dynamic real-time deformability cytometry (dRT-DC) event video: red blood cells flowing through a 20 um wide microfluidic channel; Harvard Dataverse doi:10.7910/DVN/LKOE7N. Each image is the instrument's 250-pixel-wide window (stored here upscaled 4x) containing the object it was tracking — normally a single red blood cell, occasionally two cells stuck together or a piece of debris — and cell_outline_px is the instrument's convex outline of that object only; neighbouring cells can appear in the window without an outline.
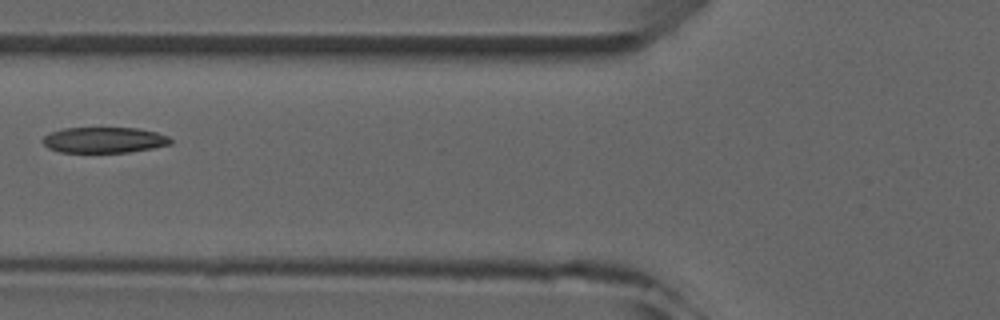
{"species": "common noctule bat (a hibernating species)", "species_latin": "Nyctalus noctula", "temperature_condition": "room temperature", "stored_images_in_passage": 4, "camera_frame_rate_fps": 3000, "um_per_image_px": 0.085, "animal": {"sex": "male", "forearm_length_mm": 52.5}, "frame": {"image": 1, "passage_image": 2, "time_ms": 1.333, "image_size_px": [1000, 320], "cell_outline_px": [[172, 144], [152, 148], [128, 152], [60, 152], [48, 148], [40, 140], [44, 136], [52, 132], [64, 128], [140, 128], [156, 132], [168, 136], [172, 140]], "centroid_in_image_um": [8.85, 11.9], "position_along_channel_um": 116.9, "area_um2": 19.19}}
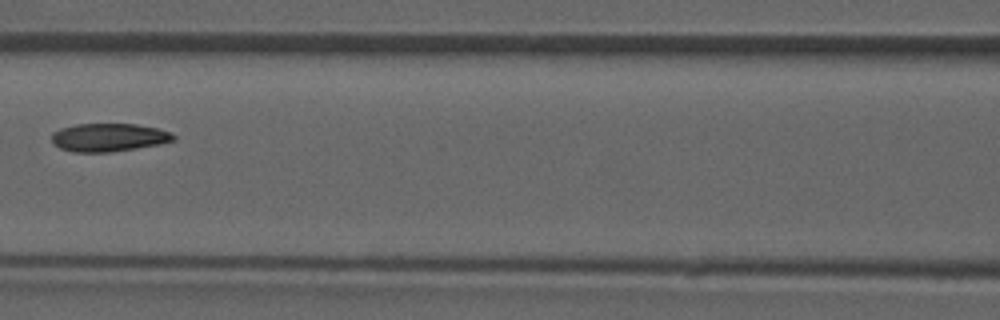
{"frame": {"image": 2, "passage_image": 3, "time_ms": 2.333, "image_size_px": [1000, 320], "cell_outline_px": [[176, 140], [160, 144], [136, 148], [108, 152], [72, 152], [60, 148], [52, 140], [52, 132], [60, 128], [76, 124], [136, 124], [156, 128], [172, 132], [176, 136]], "centroid_in_image_um": [9.26, 11.67], "position_along_channel_um": 157.3, "area_um2": 20.0}}